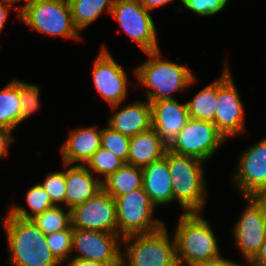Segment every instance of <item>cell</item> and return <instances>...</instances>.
Listing matches in <instances>:
<instances>
[{
	"mask_svg": "<svg viewBox=\"0 0 266 266\" xmlns=\"http://www.w3.org/2000/svg\"><path fill=\"white\" fill-rule=\"evenodd\" d=\"M210 226L199 212L182 214L174 235L179 264L196 266L221 257Z\"/></svg>",
	"mask_w": 266,
	"mask_h": 266,
	"instance_id": "obj_2",
	"label": "cell"
},
{
	"mask_svg": "<svg viewBox=\"0 0 266 266\" xmlns=\"http://www.w3.org/2000/svg\"><path fill=\"white\" fill-rule=\"evenodd\" d=\"M143 188L155 205L173 201L172 178L164 157L142 168Z\"/></svg>",
	"mask_w": 266,
	"mask_h": 266,
	"instance_id": "obj_20",
	"label": "cell"
},
{
	"mask_svg": "<svg viewBox=\"0 0 266 266\" xmlns=\"http://www.w3.org/2000/svg\"><path fill=\"white\" fill-rule=\"evenodd\" d=\"M86 164L85 166L90 171L93 170L95 173L103 174L105 176L104 179H106L109 175L122 167L125 162L111 151L100 147L94 152Z\"/></svg>",
	"mask_w": 266,
	"mask_h": 266,
	"instance_id": "obj_28",
	"label": "cell"
},
{
	"mask_svg": "<svg viewBox=\"0 0 266 266\" xmlns=\"http://www.w3.org/2000/svg\"><path fill=\"white\" fill-rule=\"evenodd\" d=\"M174 0H139L141 5L146 9V10H152L155 9L156 7H160L163 5H166L169 2H172ZM182 3L184 0H181Z\"/></svg>",
	"mask_w": 266,
	"mask_h": 266,
	"instance_id": "obj_38",
	"label": "cell"
},
{
	"mask_svg": "<svg viewBox=\"0 0 266 266\" xmlns=\"http://www.w3.org/2000/svg\"><path fill=\"white\" fill-rule=\"evenodd\" d=\"M250 197L260 207L263 218L266 222V185L257 189Z\"/></svg>",
	"mask_w": 266,
	"mask_h": 266,
	"instance_id": "obj_35",
	"label": "cell"
},
{
	"mask_svg": "<svg viewBox=\"0 0 266 266\" xmlns=\"http://www.w3.org/2000/svg\"><path fill=\"white\" fill-rule=\"evenodd\" d=\"M149 59L136 68L139 84L150 88L147 100L174 99L173 92L185 89L194 83L195 77L187 66L161 59L160 50L146 52Z\"/></svg>",
	"mask_w": 266,
	"mask_h": 266,
	"instance_id": "obj_3",
	"label": "cell"
},
{
	"mask_svg": "<svg viewBox=\"0 0 266 266\" xmlns=\"http://www.w3.org/2000/svg\"><path fill=\"white\" fill-rule=\"evenodd\" d=\"M31 220L48 236L53 232L67 229L71 225V209H68L66 213L62 207L54 205Z\"/></svg>",
	"mask_w": 266,
	"mask_h": 266,
	"instance_id": "obj_27",
	"label": "cell"
},
{
	"mask_svg": "<svg viewBox=\"0 0 266 266\" xmlns=\"http://www.w3.org/2000/svg\"><path fill=\"white\" fill-rule=\"evenodd\" d=\"M18 17L45 35L80 39L68 0H26L18 10Z\"/></svg>",
	"mask_w": 266,
	"mask_h": 266,
	"instance_id": "obj_5",
	"label": "cell"
},
{
	"mask_svg": "<svg viewBox=\"0 0 266 266\" xmlns=\"http://www.w3.org/2000/svg\"><path fill=\"white\" fill-rule=\"evenodd\" d=\"M68 266H110V265L97 261L71 257V259H69Z\"/></svg>",
	"mask_w": 266,
	"mask_h": 266,
	"instance_id": "obj_36",
	"label": "cell"
},
{
	"mask_svg": "<svg viewBox=\"0 0 266 266\" xmlns=\"http://www.w3.org/2000/svg\"><path fill=\"white\" fill-rule=\"evenodd\" d=\"M71 226L118 234L115 199L101 189L96 195L71 209Z\"/></svg>",
	"mask_w": 266,
	"mask_h": 266,
	"instance_id": "obj_10",
	"label": "cell"
},
{
	"mask_svg": "<svg viewBox=\"0 0 266 266\" xmlns=\"http://www.w3.org/2000/svg\"><path fill=\"white\" fill-rule=\"evenodd\" d=\"M152 128L169 145L190 119L187 104L177 99L151 102Z\"/></svg>",
	"mask_w": 266,
	"mask_h": 266,
	"instance_id": "obj_16",
	"label": "cell"
},
{
	"mask_svg": "<svg viewBox=\"0 0 266 266\" xmlns=\"http://www.w3.org/2000/svg\"><path fill=\"white\" fill-rule=\"evenodd\" d=\"M74 27L79 31L95 21L107 8L111 13L115 0H68Z\"/></svg>",
	"mask_w": 266,
	"mask_h": 266,
	"instance_id": "obj_24",
	"label": "cell"
},
{
	"mask_svg": "<svg viewBox=\"0 0 266 266\" xmlns=\"http://www.w3.org/2000/svg\"><path fill=\"white\" fill-rule=\"evenodd\" d=\"M26 202L30 208L31 213H29L23 207L17 205L12 206L8 212L12 216L31 220L35 216L54 206L48 196V193L44 190L41 184L34 185L27 191Z\"/></svg>",
	"mask_w": 266,
	"mask_h": 266,
	"instance_id": "obj_26",
	"label": "cell"
},
{
	"mask_svg": "<svg viewBox=\"0 0 266 266\" xmlns=\"http://www.w3.org/2000/svg\"><path fill=\"white\" fill-rule=\"evenodd\" d=\"M122 239L123 243L129 244L126 246L128 261L121 254L122 266H175L178 264L176 242L174 238L170 240L165 225L152 233L130 235Z\"/></svg>",
	"mask_w": 266,
	"mask_h": 266,
	"instance_id": "obj_6",
	"label": "cell"
},
{
	"mask_svg": "<svg viewBox=\"0 0 266 266\" xmlns=\"http://www.w3.org/2000/svg\"><path fill=\"white\" fill-rule=\"evenodd\" d=\"M101 147V130L85 127L74 130L61 148L63 163L85 165Z\"/></svg>",
	"mask_w": 266,
	"mask_h": 266,
	"instance_id": "obj_19",
	"label": "cell"
},
{
	"mask_svg": "<svg viewBox=\"0 0 266 266\" xmlns=\"http://www.w3.org/2000/svg\"><path fill=\"white\" fill-rule=\"evenodd\" d=\"M65 171V206L72 209L84 203L102 189V180L93 177L92 172L85 165L64 163Z\"/></svg>",
	"mask_w": 266,
	"mask_h": 266,
	"instance_id": "obj_17",
	"label": "cell"
},
{
	"mask_svg": "<svg viewBox=\"0 0 266 266\" xmlns=\"http://www.w3.org/2000/svg\"><path fill=\"white\" fill-rule=\"evenodd\" d=\"M2 222L6 231L13 266H59L52 254L46 235L32 220L12 216L9 212Z\"/></svg>",
	"mask_w": 266,
	"mask_h": 266,
	"instance_id": "obj_1",
	"label": "cell"
},
{
	"mask_svg": "<svg viewBox=\"0 0 266 266\" xmlns=\"http://www.w3.org/2000/svg\"><path fill=\"white\" fill-rule=\"evenodd\" d=\"M228 0H184V6L192 12L202 16H212L220 12Z\"/></svg>",
	"mask_w": 266,
	"mask_h": 266,
	"instance_id": "obj_33",
	"label": "cell"
},
{
	"mask_svg": "<svg viewBox=\"0 0 266 266\" xmlns=\"http://www.w3.org/2000/svg\"><path fill=\"white\" fill-rule=\"evenodd\" d=\"M18 1H22V0H0V2L5 3L9 6H12L14 3H16Z\"/></svg>",
	"mask_w": 266,
	"mask_h": 266,
	"instance_id": "obj_42",
	"label": "cell"
},
{
	"mask_svg": "<svg viewBox=\"0 0 266 266\" xmlns=\"http://www.w3.org/2000/svg\"><path fill=\"white\" fill-rule=\"evenodd\" d=\"M217 103V79L204 87L195 95L193 100L188 101L187 109L190 118L214 122Z\"/></svg>",
	"mask_w": 266,
	"mask_h": 266,
	"instance_id": "obj_25",
	"label": "cell"
},
{
	"mask_svg": "<svg viewBox=\"0 0 266 266\" xmlns=\"http://www.w3.org/2000/svg\"><path fill=\"white\" fill-rule=\"evenodd\" d=\"M165 158L172 178L173 200H178L185 213L202 211L207 196L202 169L204 161L170 150H167Z\"/></svg>",
	"mask_w": 266,
	"mask_h": 266,
	"instance_id": "obj_4",
	"label": "cell"
},
{
	"mask_svg": "<svg viewBox=\"0 0 266 266\" xmlns=\"http://www.w3.org/2000/svg\"><path fill=\"white\" fill-rule=\"evenodd\" d=\"M255 260L266 263V239L259 249L258 253L254 257Z\"/></svg>",
	"mask_w": 266,
	"mask_h": 266,
	"instance_id": "obj_40",
	"label": "cell"
},
{
	"mask_svg": "<svg viewBox=\"0 0 266 266\" xmlns=\"http://www.w3.org/2000/svg\"><path fill=\"white\" fill-rule=\"evenodd\" d=\"M175 266H184V265L178 263V264H176ZM185 266H186V265H185Z\"/></svg>",
	"mask_w": 266,
	"mask_h": 266,
	"instance_id": "obj_43",
	"label": "cell"
},
{
	"mask_svg": "<svg viewBox=\"0 0 266 266\" xmlns=\"http://www.w3.org/2000/svg\"><path fill=\"white\" fill-rule=\"evenodd\" d=\"M130 137L113 130L110 126L101 129V147L111 151L127 164Z\"/></svg>",
	"mask_w": 266,
	"mask_h": 266,
	"instance_id": "obj_30",
	"label": "cell"
},
{
	"mask_svg": "<svg viewBox=\"0 0 266 266\" xmlns=\"http://www.w3.org/2000/svg\"><path fill=\"white\" fill-rule=\"evenodd\" d=\"M127 164L145 167L165 157L168 144L151 127L130 137Z\"/></svg>",
	"mask_w": 266,
	"mask_h": 266,
	"instance_id": "obj_18",
	"label": "cell"
},
{
	"mask_svg": "<svg viewBox=\"0 0 266 266\" xmlns=\"http://www.w3.org/2000/svg\"><path fill=\"white\" fill-rule=\"evenodd\" d=\"M115 233L73 228L72 250L80 253L74 258L118 266L121 264L120 240Z\"/></svg>",
	"mask_w": 266,
	"mask_h": 266,
	"instance_id": "obj_12",
	"label": "cell"
},
{
	"mask_svg": "<svg viewBox=\"0 0 266 266\" xmlns=\"http://www.w3.org/2000/svg\"><path fill=\"white\" fill-rule=\"evenodd\" d=\"M11 132L10 129L0 127V159L2 156L7 155L8 146L14 141Z\"/></svg>",
	"mask_w": 266,
	"mask_h": 266,
	"instance_id": "obj_34",
	"label": "cell"
},
{
	"mask_svg": "<svg viewBox=\"0 0 266 266\" xmlns=\"http://www.w3.org/2000/svg\"><path fill=\"white\" fill-rule=\"evenodd\" d=\"M111 14L141 50H159L153 19L139 0H115Z\"/></svg>",
	"mask_w": 266,
	"mask_h": 266,
	"instance_id": "obj_9",
	"label": "cell"
},
{
	"mask_svg": "<svg viewBox=\"0 0 266 266\" xmlns=\"http://www.w3.org/2000/svg\"><path fill=\"white\" fill-rule=\"evenodd\" d=\"M251 266H266V263L259 262L255 260L254 258L246 259Z\"/></svg>",
	"mask_w": 266,
	"mask_h": 266,
	"instance_id": "obj_41",
	"label": "cell"
},
{
	"mask_svg": "<svg viewBox=\"0 0 266 266\" xmlns=\"http://www.w3.org/2000/svg\"><path fill=\"white\" fill-rule=\"evenodd\" d=\"M118 235L122 238L130 235L155 232L164 223L152 216L155 204L144 188H138L115 198Z\"/></svg>",
	"mask_w": 266,
	"mask_h": 266,
	"instance_id": "obj_7",
	"label": "cell"
},
{
	"mask_svg": "<svg viewBox=\"0 0 266 266\" xmlns=\"http://www.w3.org/2000/svg\"><path fill=\"white\" fill-rule=\"evenodd\" d=\"M92 76L100 96L113 109L118 108L127 96V74L106 48H103L96 58Z\"/></svg>",
	"mask_w": 266,
	"mask_h": 266,
	"instance_id": "obj_13",
	"label": "cell"
},
{
	"mask_svg": "<svg viewBox=\"0 0 266 266\" xmlns=\"http://www.w3.org/2000/svg\"><path fill=\"white\" fill-rule=\"evenodd\" d=\"M247 208L234 227L238 247L246 259L254 258L266 239V222L260 207L248 196Z\"/></svg>",
	"mask_w": 266,
	"mask_h": 266,
	"instance_id": "obj_14",
	"label": "cell"
},
{
	"mask_svg": "<svg viewBox=\"0 0 266 266\" xmlns=\"http://www.w3.org/2000/svg\"><path fill=\"white\" fill-rule=\"evenodd\" d=\"M233 178L244 197L266 185V137L242 153Z\"/></svg>",
	"mask_w": 266,
	"mask_h": 266,
	"instance_id": "obj_15",
	"label": "cell"
},
{
	"mask_svg": "<svg viewBox=\"0 0 266 266\" xmlns=\"http://www.w3.org/2000/svg\"><path fill=\"white\" fill-rule=\"evenodd\" d=\"M41 185L54 205L58 206L59 203H65V171L48 173Z\"/></svg>",
	"mask_w": 266,
	"mask_h": 266,
	"instance_id": "obj_32",
	"label": "cell"
},
{
	"mask_svg": "<svg viewBox=\"0 0 266 266\" xmlns=\"http://www.w3.org/2000/svg\"><path fill=\"white\" fill-rule=\"evenodd\" d=\"M72 236L73 227L71 225L67 229L59 230L46 236V242L52 254L61 264L72 257L68 255L72 251Z\"/></svg>",
	"mask_w": 266,
	"mask_h": 266,
	"instance_id": "obj_29",
	"label": "cell"
},
{
	"mask_svg": "<svg viewBox=\"0 0 266 266\" xmlns=\"http://www.w3.org/2000/svg\"><path fill=\"white\" fill-rule=\"evenodd\" d=\"M142 187V168L126 163L106 179L102 180V189L114 199Z\"/></svg>",
	"mask_w": 266,
	"mask_h": 266,
	"instance_id": "obj_22",
	"label": "cell"
},
{
	"mask_svg": "<svg viewBox=\"0 0 266 266\" xmlns=\"http://www.w3.org/2000/svg\"><path fill=\"white\" fill-rule=\"evenodd\" d=\"M108 126L129 137L150 129L152 127L151 103L136 101L134 104H129L108 119Z\"/></svg>",
	"mask_w": 266,
	"mask_h": 266,
	"instance_id": "obj_21",
	"label": "cell"
},
{
	"mask_svg": "<svg viewBox=\"0 0 266 266\" xmlns=\"http://www.w3.org/2000/svg\"><path fill=\"white\" fill-rule=\"evenodd\" d=\"M196 266H242L238 263H235L233 261H230V260H227V259H224L222 257H219L217 259H214V260H210V261H207V262H204V263H200Z\"/></svg>",
	"mask_w": 266,
	"mask_h": 266,
	"instance_id": "obj_37",
	"label": "cell"
},
{
	"mask_svg": "<svg viewBox=\"0 0 266 266\" xmlns=\"http://www.w3.org/2000/svg\"><path fill=\"white\" fill-rule=\"evenodd\" d=\"M21 122L19 83L12 80L0 90V127L13 131Z\"/></svg>",
	"mask_w": 266,
	"mask_h": 266,
	"instance_id": "obj_23",
	"label": "cell"
},
{
	"mask_svg": "<svg viewBox=\"0 0 266 266\" xmlns=\"http://www.w3.org/2000/svg\"><path fill=\"white\" fill-rule=\"evenodd\" d=\"M213 123L226 139L245 131L244 106L227 66L220 79H217V103Z\"/></svg>",
	"mask_w": 266,
	"mask_h": 266,
	"instance_id": "obj_11",
	"label": "cell"
},
{
	"mask_svg": "<svg viewBox=\"0 0 266 266\" xmlns=\"http://www.w3.org/2000/svg\"><path fill=\"white\" fill-rule=\"evenodd\" d=\"M19 83L20 106L22 111V121L28 118L39 108V87L30 85L27 82Z\"/></svg>",
	"mask_w": 266,
	"mask_h": 266,
	"instance_id": "obj_31",
	"label": "cell"
},
{
	"mask_svg": "<svg viewBox=\"0 0 266 266\" xmlns=\"http://www.w3.org/2000/svg\"><path fill=\"white\" fill-rule=\"evenodd\" d=\"M10 7L11 6L0 2V33L4 27L6 19L8 18Z\"/></svg>",
	"mask_w": 266,
	"mask_h": 266,
	"instance_id": "obj_39",
	"label": "cell"
},
{
	"mask_svg": "<svg viewBox=\"0 0 266 266\" xmlns=\"http://www.w3.org/2000/svg\"><path fill=\"white\" fill-rule=\"evenodd\" d=\"M225 139L214 123L190 118L168 145V150L205 161Z\"/></svg>",
	"mask_w": 266,
	"mask_h": 266,
	"instance_id": "obj_8",
	"label": "cell"
}]
</instances>
